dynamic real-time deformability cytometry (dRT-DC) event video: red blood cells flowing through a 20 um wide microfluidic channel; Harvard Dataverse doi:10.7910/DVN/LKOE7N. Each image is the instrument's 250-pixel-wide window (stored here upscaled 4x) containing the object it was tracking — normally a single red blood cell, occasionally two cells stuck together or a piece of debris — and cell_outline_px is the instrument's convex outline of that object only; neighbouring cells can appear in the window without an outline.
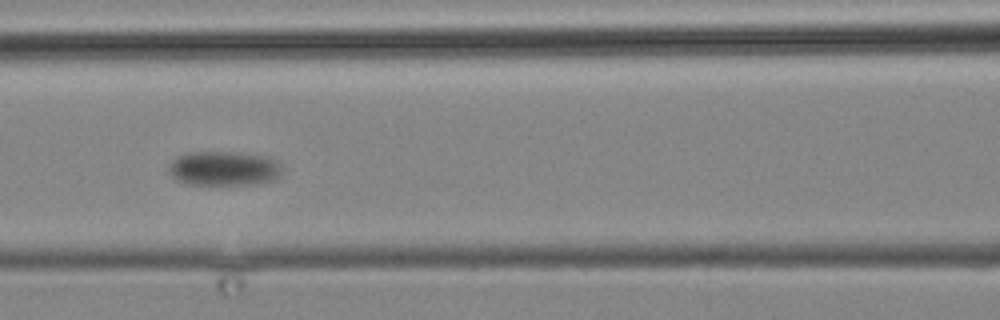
{"species": "common noctule bat (a hibernating species)", "species_latin": "Nyctalus noctula", "temperature_condition": "cold", "stored_images_in_passage": 18, "camera_frame_rate_fps": 3000, "um_per_image_px": 0.085, "animal": {"sex": "male", "body_mass_g": 19.2, "forearm_length_mm": 51.8}, "frame": {"image": 1, "passage_image": 16, "time_ms": 18.667, "image_size_px": [1000, 320], "cell_outline_px": [[280, 176], [272, 180], [256, 184], [184, 184], [176, 180], [168, 172], [168, 168], [172, 160], [176, 156], [188, 152], [244, 152], [268, 156], [276, 160], [280, 168]], "centroid_in_image_um": [19.0, 14.3], "position_along_channel_um": 147.6, "area_um2": 23.0}}
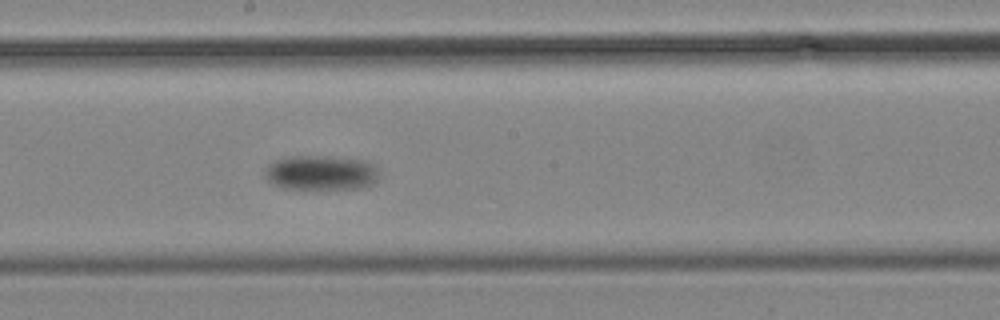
{"frame": {"image": 2, "passage_image": 18, "time_ms": 21.667, "image_size_px": [1000, 320], "cell_outline_px": [[380, 176], [372, 184], [360, 188], [284, 188], [272, 184], [264, 176], [268, 164], [276, 160], [288, 156], [332, 156], [364, 160], [372, 164], [380, 172]], "centroid_in_image_um": [27.29, 14.67], "position_along_channel_um": 220.9, "area_um2": 23.12}}